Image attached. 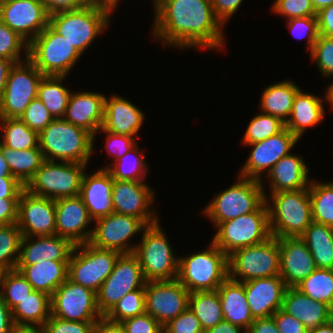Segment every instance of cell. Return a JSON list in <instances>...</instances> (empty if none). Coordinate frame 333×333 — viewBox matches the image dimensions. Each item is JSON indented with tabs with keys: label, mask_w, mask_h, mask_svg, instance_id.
Listing matches in <instances>:
<instances>
[{
	"label": "cell",
	"mask_w": 333,
	"mask_h": 333,
	"mask_svg": "<svg viewBox=\"0 0 333 333\" xmlns=\"http://www.w3.org/2000/svg\"><path fill=\"white\" fill-rule=\"evenodd\" d=\"M56 235L68 239L73 245L89 243L94 223L82 198H61L55 200Z\"/></svg>",
	"instance_id": "obj_22"
},
{
	"label": "cell",
	"mask_w": 333,
	"mask_h": 333,
	"mask_svg": "<svg viewBox=\"0 0 333 333\" xmlns=\"http://www.w3.org/2000/svg\"><path fill=\"white\" fill-rule=\"evenodd\" d=\"M2 274H3V271L0 270V283H1V276H2Z\"/></svg>",
	"instance_id": "obj_75"
},
{
	"label": "cell",
	"mask_w": 333,
	"mask_h": 333,
	"mask_svg": "<svg viewBox=\"0 0 333 333\" xmlns=\"http://www.w3.org/2000/svg\"><path fill=\"white\" fill-rule=\"evenodd\" d=\"M98 321H67L50 315L43 328L46 333H93Z\"/></svg>",
	"instance_id": "obj_54"
},
{
	"label": "cell",
	"mask_w": 333,
	"mask_h": 333,
	"mask_svg": "<svg viewBox=\"0 0 333 333\" xmlns=\"http://www.w3.org/2000/svg\"><path fill=\"white\" fill-rule=\"evenodd\" d=\"M51 315L67 321H99L96 292L67 279L51 295Z\"/></svg>",
	"instance_id": "obj_15"
},
{
	"label": "cell",
	"mask_w": 333,
	"mask_h": 333,
	"mask_svg": "<svg viewBox=\"0 0 333 333\" xmlns=\"http://www.w3.org/2000/svg\"><path fill=\"white\" fill-rule=\"evenodd\" d=\"M0 19L29 43L48 26L49 13L41 0H0Z\"/></svg>",
	"instance_id": "obj_20"
},
{
	"label": "cell",
	"mask_w": 333,
	"mask_h": 333,
	"mask_svg": "<svg viewBox=\"0 0 333 333\" xmlns=\"http://www.w3.org/2000/svg\"><path fill=\"white\" fill-rule=\"evenodd\" d=\"M93 333H126L120 324L111 323L104 318L99 320Z\"/></svg>",
	"instance_id": "obj_66"
},
{
	"label": "cell",
	"mask_w": 333,
	"mask_h": 333,
	"mask_svg": "<svg viewBox=\"0 0 333 333\" xmlns=\"http://www.w3.org/2000/svg\"><path fill=\"white\" fill-rule=\"evenodd\" d=\"M304 156L291 153L281 158L266 174L270 193L295 191L310 185L309 170Z\"/></svg>",
	"instance_id": "obj_29"
},
{
	"label": "cell",
	"mask_w": 333,
	"mask_h": 333,
	"mask_svg": "<svg viewBox=\"0 0 333 333\" xmlns=\"http://www.w3.org/2000/svg\"><path fill=\"white\" fill-rule=\"evenodd\" d=\"M272 317L280 333H307L306 326L294 316L286 313L282 308L277 310Z\"/></svg>",
	"instance_id": "obj_57"
},
{
	"label": "cell",
	"mask_w": 333,
	"mask_h": 333,
	"mask_svg": "<svg viewBox=\"0 0 333 333\" xmlns=\"http://www.w3.org/2000/svg\"><path fill=\"white\" fill-rule=\"evenodd\" d=\"M299 140L285 127L278 134L265 140L243 144L252 148L238 176L261 181L262 175L267 174L281 158L291 154V149Z\"/></svg>",
	"instance_id": "obj_19"
},
{
	"label": "cell",
	"mask_w": 333,
	"mask_h": 333,
	"mask_svg": "<svg viewBox=\"0 0 333 333\" xmlns=\"http://www.w3.org/2000/svg\"><path fill=\"white\" fill-rule=\"evenodd\" d=\"M114 11L107 5L92 2L81 9L50 14L48 25L83 55L95 38L106 31Z\"/></svg>",
	"instance_id": "obj_2"
},
{
	"label": "cell",
	"mask_w": 333,
	"mask_h": 333,
	"mask_svg": "<svg viewBox=\"0 0 333 333\" xmlns=\"http://www.w3.org/2000/svg\"><path fill=\"white\" fill-rule=\"evenodd\" d=\"M327 102L330 104L331 110H333V81L328 85L327 90H325Z\"/></svg>",
	"instance_id": "obj_72"
},
{
	"label": "cell",
	"mask_w": 333,
	"mask_h": 333,
	"mask_svg": "<svg viewBox=\"0 0 333 333\" xmlns=\"http://www.w3.org/2000/svg\"><path fill=\"white\" fill-rule=\"evenodd\" d=\"M200 321L188 307L163 326V333H203Z\"/></svg>",
	"instance_id": "obj_55"
},
{
	"label": "cell",
	"mask_w": 333,
	"mask_h": 333,
	"mask_svg": "<svg viewBox=\"0 0 333 333\" xmlns=\"http://www.w3.org/2000/svg\"><path fill=\"white\" fill-rule=\"evenodd\" d=\"M33 291L32 285L19 271L9 270L3 272L0 283V295L10 310Z\"/></svg>",
	"instance_id": "obj_46"
},
{
	"label": "cell",
	"mask_w": 333,
	"mask_h": 333,
	"mask_svg": "<svg viewBox=\"0 0 333 333\" xmlns=\"http://www.w3.org/2000/svg\"><path fill=\"white\" fill-rule=\"evenodd\" d=\"M105 98L102 92L72 91L66 108L64 119L91 133L93 143L104 121Z\"/></svg>",
	"instance_id": "obj_25"
},
{
	"label": "cell",
	"mask_w": 333,
	"mask_h": 333,
	"mask_svg": "<svg viewBox=\"0 0 333 333\" xmlns=\"http://www.w3.org/2000/svg\"><path fill=\"white\" fill-rule=\"evenodd\" d=\"M160 225V220L147 225L134 251L146 282L173 280L178 274L179 256H175L173 246Z\"/></svg>",
	"instance_id": "obj_7"
},
{
	"label": "cell",
	"mask_w": 333,
	"mask_h": 333,
	"mask_svg": "<svg viewBox=\"0 0 333 333\" xmlns=\"http://www.w3.org/2000/svg\"><path fill=\"white\" fill-rule=\"evenodd\" d=\"M0 57L8 59L14 64L28 59V42L25 41L17 32L6 26L1 19Z\"/></svg>",
	"instance_id": "obj_48"
},
{
	"label": "cell",
	"mask_w": 333,
	"mask_h": 333,
	"mask_svg": "<svg viewBox=\"0 0 333 333\" xmlns=\"http://www.w3.org/2000/svg\"><path fill=\"white\" fill-rule=\"evenodd\" d=\"M162 0H153V4H154V7L155 8Z\"/></svg>",
	"instance_id": "obj_74"
},
{
	"label": "cell",
	"mask_w": 333,
	"mask_h": 333,
	"mask_svg": "<svg viewBox=\"0 0 333 333\" xmlns=\"http://www.w3.org/2000/svg\"><path fill=\"white\" fill-rule=\"evenodd\" d=\"M98 3L107 5L112 9L116 10L119 0H98Z\"/></svg>",
	"instance_id": "obj_73"
},
{
	"label": "cell",
	"mask_w": 333,
	"mask_h": 333,
	"mask_svg": "<svg viewBox=\"0 0 333 333\" xmlns=\"http://www.w3.org/2000/svg\"><path fill=\"white\" fill-rule=\"evenodd\" d=\"M212 242L227 256L270 238L269 211L264 201L254 212L220 223Z\"/></svg>",
	"instance_id": "obj_8"
},
{
	"label": "cell",
	"mask_w": 333,
	"mask_h": 333,
	"mask_svg": "<svg viewBox=\"0 0 333 333\" xmlns=\"http://www.w3.org/2000/svg\"><path fill=\"white\" fill-rule=\"evenodd\" d=\"M279 276L287 288L296 287L317 269L313 256L300 237H279Z\"/></svg>",
	"instance_id": "obj_23"
},
{
	"label": "cell",
	"mask_w": 333,
	"mask_h": 333,
	"mask_svg": "<svg viewBox=\"0 0 333 333\" xmlns=\"http://www.w3.org/2000/svg\"><path fill=\"white\" fill-rule=\"evenodd\" d=\"M25 186L13 176H0V199H19Z\"/></svg>",
	"instance_id": "obj_59"
},
{
	"label": "cell",
	"mask_w": 333,
	"mask_h": 333,
	"mask_svg": "<svg viewBox=\"0 0 333 333\" xmlns=\"http://www.w3.org/2000/svg\"><path fill=\"white\" fill-rule=\"evenodd\" d=\"M14 65V63L6 58L0 57V101L3 97L6 81L8 78V74L10 68Z\"/></svg>",
	"instance_id": "obj_67"
},
{
	"label": "cell",
	"mask_w": 333,
	"mask_h": 333,
	"mask_svg": "<svg viewBox=\"0 0 333 333\" xmlns=\"http://www.w3.org/2000/svg\"><path fill=\"white\" fill-rule=\"evenodd\" d=\"M137 143L128 153L115 161L107 170L113 179L145 181L148 175V164Z\"/></svg>",
	"instance_id": "obj_42"
},
{
	"label": "cell",
	"mask_w": 333,
	"mask_h": 333,
	"mask_svg": "<svg viewBox=\"0 0 333 333\" xmlns=\"http://www.w3.org/2000/svg\"><path fill=\"white\" fill-rule=\"evenodd\" d=\"M144 119V112L128 99L118 94H113L109 98L106 96L102 124L105 131L136 139Z\"/></svg>",
	"instance_id": "obj_28"
},
{
	"label": "cell",
	"mask_w": 333,
	"mask_h": 333,
	"mask_svg": "<svg viewBox=\"0 0 333 333\" xmlns=\"http://www.w3.org/2000/svg\"><path fill=\"white\" fill-rule=\"evenodd\" d=\"M243 284L254 319L271 317L282 308L287 287L280 276L251 279Z\"/></svg>",
	"instance_id": "obj_24"
},
{
	"label": "cell",
	"mask_w": 333,
	"mask_h": 333,
	"mask_svg": "<svg viewBox=\"0 0 333 333\" xmlns=\"http://www.w3.org/2000/svg\"><path fill=\"white\" fill-rule=\"evenodd\" d=\"M153 11L152 35L165 48L219 51L226 45L210 0H162Z\"/></svg>",
	"instance_id": "obj_1"
},
{
	"label": "cell",
	"mask_w": 333,
	"mask_h": 333,
	"mask_svg": "<svg viewBox=\"0 0 333 333\" xmlns=\"http://www.w3.org/2000/svg\"><path fill=\"white\" fill-rule=\"evenodd\" d=\"M285 24L295 38L299 40L307 39V47L310 52L319 36L317 17L309 16L292 18L286 20Z\"/></svg>",
	"instance_id": "obj_50"
},
{
	"label": "cell",
	"mask_w": 333,
	"mask_h": 333,
	"mask_svg": "<svg viewBox=\"0 0 333 333\" xmlns=\"http://www.w3.org/2000/svg\"><path fill=\"white\" fill-rule=\"evenodd\" d=\"M22 233L16 223L0 225V270H15Z\"/></svg>",
	"instance_id": "obj_44"
},
{
	"label": "cell",
	"mask_w": 333,
	"mask_h": 333,
	"mask_svg": "<svg viewBox=\"0 0 333 333\" xmlns=\"http://www.w3.org/2000/svg\"><path fill=\"white\" fill-rule=\"evenodd\" d=\"M323 102H327L326 95L324 98L317 97L315 94L303 92L300 88L294 97L285 127L301 139L309 127L317 126L323 121L326 113Z\"/></svg>",
	"instance_id": "obj_31"
},
{
	"label": "cell",
	"mask_w": 333,
	"mask_h": 333,
	"mask_svg": "<svg viewBox=\"0 0 333 333\" xmlns=\"http://www.w3.org/2000/svg\"><path fill=\"white\" fill-rule=\"evenodd\" d=\"M264 196L272 236L300 237L313 221L308 187Z\"/></svg>",
	"instance_id": "obj_4"
},
{
	"label": "cell",
	"mask_w": 333,
	"mask_h": 333,
	"mask_svg": "<svg viewBox=\"0 0 333 333\" xmlns=\"http://www.w3.org/2000/svg\"><path fill=\"white\" fill-rule=\"evenodd\" d=\"M0 144L14 150L40 149L39 133L19 118H0Z\"/></svg>",
	"instance_id": "obj_39"
},
{
	"label": "cell",
	"mask_w": 333,
	"mask_h": 333,
	"mask_svg": "<svg viewBox=\"0 0 333 333\" xmlns=\"http://www.w3.org/2000/svg\"><path fill=\"white\" fill-rule=\"evenodd\" d=\"M300 238L307 245L317 268L333 269V227L312 221Z\"/></svg>",
	"instance_id": "obj_36"
},
{
	"label": "cell",
	"mask_w": 333,
	"mask_h": 333,
	"mask_svg": "<svg viewBox=\"0 0 333 333\" xmlns=\"http://www.w3.org/2000/svg\"><path fill=\"white\" fill-rule=\"evenodd\" d=\"M300 87L291 80H282L266 86L261 94L260 111L286 123L292 111L294 97Z\"/></svg>",
	"instance_id": "obj_34"
},
{
	"label": "cell",
	"mask_w": 333,
	"mask_h": 333,
	"mask_svg": "<svg viewBox=\"0 0 333 333\" xmlns=\"http://www.w3.org/2000/svg\"><path fill=\"white\" fill-rule=\"evenodd\" d=\"M13 333H46L43 327H18Z\"/></svg>",
	"instance_id": "obj_71"
},
{
	"label": "cell",
	"mask_w": 333,
	"mask_h": 333,
	"mask_svg": "<svg viewBox=\"0 0 333 333\" xmlns=\"http://www.w3.org/2000/svg\"><path fill=\"white\" fill-rule=\"evenodd\" d=\"M19 271L36 291L52 295L68 279V262L44 260L38 264L16 265Z\"/></svg>",
	"instance_id": "obj_33"
},
{
	"label": "cell",
	"mask_w": 333,
	"mask_h": 333,
	"mask_svg": "<svg viewBox=\"0 0 333 333\" xmlns=\"http://www.w3.org/2000/svg\"><path fill=\"white\" fill-rule=\"evenodd\" d=\"M47 12L50 14L81 9L92 3L90 0H41Z\"/></svg>",
	"instance_id": "obj_60"
},
{
	"label": "cell",
	"mask_w": 333,
	"mask_h": 333,
	"mask_svg": "<svg viewBox=\"0 0 333 333\" xmlns=\"http://www.w3.org/2000/svg\"><path fill=\"white\" fill-rule=\"evenodd\" d=\"M94 223L89 243L96 248L116 250L121 254L134 253L137 245L130 244V240L146 227L136 217L115 212L94 220Z\"/></svg>",
	"instance_id": "obj_16"
},
{
	"label": "cell",
	"mask_w": 333,
	"mask_h": 333,
	"mask_svg": "<svg viewBox=\"0 0 333 333\" xmlns=\"http://www.w3.org/2000/svg\"><path fill=\"white\" fill-rule=\"evenodd\" d=\"M310 53V59L317 65L323 78L333 77V37L318 36Z\"/></svg>",
	"instance_id": "obj_49"
},
{
	"label": "cell",
	"mask_w": 333,
	"mask_h": 333,
	"mask_svg": "<svg viewBox=\"0 0 333 333\" xmlns=\"http://www.w3.org/2000/svg\"><path fill=\"white\" fill-rule=\"evenodd\" d=\"M19 199H0V225L17 223Z\"/></svg>",
	"instance_id": "obj_61"
},
{
	"label": "cell",
	"mask_w": 333,
	"mask_h": 333,
	"mask_svg": "<svg viewBox=\"0 0 333 333\" xmlns=\"http://www.w3.org/2000/svg\"><path fill=\"white\" fill-rule=\"evenodd\" d=\"M238 180L227 189L215 193L213 200L202 210L216 228L220 223L254 212L267 195L261 181L238 176Z\"/></svg>",
	"instance_id": "obj_5"
},
{
	"label": "cell",
	"mask_w": 333,
	"mask_h": 333,
	"mask_svg": "<svg viewBox=\"0 0 333 333\" xmlns=\"http://www.w3.org/2000/svg\"><path fill=\"white\" fill-rule=\"evenodd\" d=\"M216 18L225 27L226 22L240 8L243 0H210Z\"/></svg>",
	"instance_id": "obj_58"
},
{
	"label": "cell",
	"mask_w": 333,
	"mask_h": 333,
	"mask_svg": "<svg viewBox=\"0 0 333 333\" xmlns=\"http://www.w3.org/2000/svg\"><path fill=\"white\" fill-rule=\"evenodd\" d=\"M315 12H319L327 6L333 5V0H311Z\"/></svg>",
	"instance_id": "obj_70"
},
{
	"label": "cell",
	"mask_w": 333,
	"mask_h": 333,
	"mask_svg": "<svg viewBox=\"0 0 333 333\" xmlns=\"http://www.w3.org/2000/svg\"><path fill=\"white\" fill-rule=\"evenodd\" d=\"M74 246L58 235L22 236L17 265L38 264L44 260L69 262Z\"/></svg>",
	"instance_id": "obj_27"
},
{
	"label": "cell",
	"mask_w": 333,
	"mask_h": 333,
	"mask_svg": "<svg viewBox=\"0 0 333 333\" xmlns=\"http://www.w3.org/2000/svg\"><path fill=\"white\" fill-rule=\"evenodd\" d=\"M145 312V288H140L124 295L103 318L108 322L120 324Z\"/></svg>",
	"instance_id": "obj_45"
},
{
	"label": "cell",
	"mask_w": 333,
	"mask_h": 333,
	"mask_svg": "<svg viewBox=\"0 0 333 333\" xmlns=\"http://www.w3.org/2000/svg\"><path fill=\"white\" fill-rule=\"evenodd\" d=\"M316 17L319 34L333 37V5L317 12Z\"/></svg>",
	"instance_id": "obj_62"
},
{
	"label": "cell",
	"mask_w": 333,
	"mask_h": 333,
	"mask_svg": "<svg viewBox=\"0 0 333 333\" xmlns=\"http://www.w3.org/2000/svg\"><path fill=\"white\" fill-rule=\"evenodd\" d=\"M86 167L80 163L45 160L25 190L54 200L78 196Z\"/></svg>",
	"instance_id": "obj_11"
},
{
	"label": "cell",
	"mask_w": 333,
	"mask_h": 333,
	"mask_svg": "<svg viewBox=\"0 0 333 333\" xmlns=\"http://www.w3.org/2000/svg\"><path fill=\"white\" fill-rule=\"evenodd\" d=\"M284 128L285 123L279 118L260 112L250 120L241 142L243 144L259 142L278 134Z\"/></svg>",
	"instance_id": "obj_47"
},
{
	"label": "cell",
	"mask_w": 333,
	"mask_h": 333,
	"mask_svg": "<svg viewBox=\"0 0 333 333\" xmlns=\"http://www.w3.org/2000/svg\"><path fill=\"white\" fill-rule=\"evenodd\" d=\"M280 247L271 236L262 243L239 248L228 255V277L238 282L279 276Z\"/></svg>",
	"instance_id": "obj_10"
},
{
	"label": "cell",
	"mask_w": 333,
	"mask_h": 333,
	"mask_svg": "<svg viewBox=\"0 0 333 333\" xmlns=\"http://www.w3.org/2000/svg\"><path fill=\"white\" fill-rule=\"evenodd\" d=\"M145 181L117 180L112 186L115 213L140 219L146 226L159 221L155 212V191ZM152 207V209H151Z\"/></svg>",
	"instance_id": "obj_18"
},
{
	"label": "cell",
	"mask_w": 333,
	"mask_h": 333,
	"mask_svg": "<svg viewBox=\"0 0 333 333\" xmlns=\"http://www.w3.org/2000/svg\"><path fill=\"white\" fill-rule=\"evenodd\" d=\"M271 11L286 20L316 16L311 0H274Z\"/></svg>",
	"instance_id": "obj_51"
},
{
	"label": "cell",
	"mask_w": 333,
	"mask_h": 333,
	"mask_svg": "<svg viewBox=\"0 0 333 333\" xmlns=\"http://www.w3.org/2000/svg\"><path fill=\"white\" fill-rule=\"evenodd\" d=\"M0 176H12L8 162L4 158V155L1 150H0Z\"/></svg>",
	"instance_id": "obj_69"
},
{
	"label": "cell",
	"mask_w": 333,
	"mask_h": 333,
	"mask_svg": "<svg viewBox=\"0 0 333 333\" xmlns=\"http://www.w3.org/2000/svg\"><path fill=\"white\" fill-rule=\"evenodd\" d=\"M228 278V256L212 241L201 252L179 256L177 280L191 293L215 291Z\"/></svg>",
	"instance_id": "obj_6"
},
{
	"label": "cell",
	"mask_w": 333,
	"mask_h": 333,
	"mask_svg": "<svg viewBox=\"0 0 333 333\" xmlns=\"http://www.w3.org/2000/svg\"><path fill=\"white\" fill-rule=\"evenodd\" d=\"M145 279L139 260L134 253H122L113 271L96 293L97 307L104 317L127 293L145 288Z\"/></svg>",
	"instance_id": "obj_14"
},
{
	"label": "cell",
	"mask_w": 333,
	"mask_h": 333,
	"mask_svg": "<svg viewBox=\"0 0 333 333\" xmlns=\"http://www.w3.org/2000/svg\"><path fill=\"white\" fill-rule=\"evenodd\" d=\"M296 288L311 299L323 302L333 309V269L317 268Z\"/></svg>",
	"instance_id": "obj_43"
},
{
	"label": "cell",
	"mask_w": 333,
	"mask_h": 333,
	"mask_svg": "<svg viewBox=\"0 0 333 333\" xmlns=\"http://www.w3.org/2000/svg\"><path fill=\"white\" fill-rule=\"evenodd\" d=\"M190 292L177 279L145 283V310L162 326L189 306Z\"/></svg>",
	"instance_id": "obj_17"
},
{
	"label": "cell",
	"mask_w": 333,
	"mask_h": 333,
	"mask_svg": "<svg viewBox=\"0 0 333 333\" xmlns=\"http://www.w3.org/2000/svg\"><path fill=\"white\" fill-rule=\"evenodd\" d=\"M0 150L8 162L12 176L24 186L33 178L45 161L40 149L14 150L0 144Z\"/></svg>",
	"instance_id": "obj_38"
},
{
	"label": "cell",
	"mask_w": 333,
	"mask_h": 333,
	"mask_svg": "<svg viewBox=\"0 0 333 333\" xmlns=\"http://www.w3.org/2000/svg\"><path fill=\"white\" fill-rule=\"evenodd\" d=\"M22 236L56 235L55 200L39 197L24 190L18 202V219Z\"/></svg>",
	"instance_id": "obj_21"
},
{
	"label": "cell",
	"mask_w": 333,
	"mask_h": 333,
	"mask_svg": "<svg viewBox=\"0 0 333 333\" xmlns=\"http://www.w3.org/2000/svg\"><path fill=\"white\" fill-rule=\"evenodd\" d=\"M93 146L91 133L64 118L54 119L39 133V148L49 161L88 165L94 154Z\"/></svg>",
	"instance_id": "obj_3"
},
{
	"label": "cell",
	"mask_w": 333,
	"mask_h": 333,
	"mask_svg": "<svg viewBox=\"0 0 333 333\" xmlns=\"http://www.w3.org/2000/svg\"><path fill=\"white\" fill-rule=\"evenodd\" d=\"M12 318L18 327H43L51 315V296L34 290L12 310Z\"/></svg>",
	"instance_id": "obj_35"
},
{
	"label": "cell",
	"mask_w": 333,
	"mask_h": 333,
	"mask_svg": "<svg viewBox=\"0 0 333 333\" xmlns=\"http://www.w3.org/2000/svg\"><path fill=\"white\" fill-rule=\"evenodd\" d=\"M15 328L12 312L0 295V333H13Z\"/></svg>",
	"instance_id": "obj_64"
},
{
	"label": "cell",
	"mask_w": 333,
	"mask_h": 333,
	"mask_svg": "<svg viewBox=\"0 0 333 333\" xmlns=\"http://www.w3.org/2000/svg\"><path fill=\"white\" fill-rule=\"evenodd\" d=\"M120 325L126 333H163V326L146 312L126 319Z\"/></svg>",
	"instance_id": "obj_56"
},
{
	"label": "cell",
	"mask_w": 333,
	"mask_h": 333,
	"mask_svg": "<svg viewBox=\"0 0 333 333\" xmlns=\"http://www.w3.org/2000/svg\"><path fill=\"white\" fill-rule=\"evenodd\" d=\"M105 133V150L108 153L110 158L112 157V163L102 166L104 169H108L115 161L123 157L128 153L138 142L134 137L128 135L113 134L108 131H105L102 127L96 132Z\"/></svg>",
	"instance_id": "obj_53"
},
{
	"label": "cell",
	"mask_w": 333,
	"mask_h": 333,
	"mask_svg": "<svg viewBox=\"0 0 333 333\" xmlns=\"http://www.w3.org/2000/svg\"><path fill=\"white\" fill-rule=\"evenodd\" d=\"M282 309L299 319L308 330L333 319V309L329 305L311 299L296 287L286 288Z\"/></svg>",
	"instance_id": "obj_30"
},
{
	"label": "cell",
	"mask_w": 333,
	"mask_h": 333,
	"mask_svg": "<svg viewBox=\"0 0 333 333\" xmlns=\"http://www.w3.org/2000/svg\"><path fill=\"white\" fill-rule=\"evenodd\" d=\"M188 307L200 321L203 330L215 327L224 320L217 290L191 292Z\"/></svg>",
	"instance_id": "obj_40"
},
{
	"label": "cell",
	"mask_w": 333,
	"mask_h": 333,
	"mask_svg": "<svg viewBox=\"0 0 333 333\" xmlns=\"http://www.w3.org/2000/svg\"><path fill=\"white\" fill-rule=\"evenodd\" d=\"M91 2H96V3H98V0H90Z\"/></svg>",
	"instance_id": "obj_76"
},
{
	"label": "cell",
	"mask_w": 333,
	"mask_h": 333,
	"mask_svg": "<svg viewBox=\"0 0 333 333\" xmlns=\"http://www.w3.org/2000/svg\"><path fill=\"white\" fill-rule=\"evenodd\" d=\"M81 56L49 25L28 43V59L43 75L68 76Z\"/></svg>",
	"instance_id": "obj_9"
},
{
	"label": "cell",
	"mask_w": 333,
	"mask_h": 333,
	"mask_svg": "<svg viewBox=\"0 0 333 333\" xmlns=\"http://www.w3.org/2000/svg\"><path fill=\"white\" fill-rule=\"evenodd\" d=\"M307 333H333V319L316 328L309 329Z\"/></svg>",
	"instance_id": "obj_68"
},
{
	"label": "cell",
	"mask_w": 333,
	"mask_h": 333,
	"mask_svg": "<svg viewBox=\"0 0 333 333\" xmlns=\"http://www.w3.org/2000/svg\"><path fill=\"white\" fill-rule=\"evenodd\" d=\"M120 254L116 250L96 248L90 243L76 245L68 262V279L97 293L113 271Z\"/></svg>",
	"instance_id": "obj_12"
},
{
	"label": "cell",
	"mask_w": 333,
	"mask_h": 333,
	"mask_svg": "<svg viewBox=\"0 0 333 333\" xmlns=\"http://www.w3.org/2000/svg\"><path fill=\"white\" fill-rule=\"evenodd\" d=\"M246 333L243 328L233 325L229 321L223 320L215 327L204 330L203 333Z\"/></svg>",
	"instance_id": "obj_65"
},
{
	"label": "cell",
	"mask_w": 333,
	"mask_h": 333,
	"mask_svg": "<svg viewBox=\"0 0 333 333\" xmlns=\"http://www.w3.org/2000/svg\"><path fill=\"white\" fill-rule=\"evenodd\" d=\"M114 179L111 173L104 168L82 177L79 196L82 198L88 213L93 220L108 216L114 212L112 199V186Z\"/></svg>",
	"instance_id": "obj_26"
},
{
	"label": "cell",
	"mask_w": 333,
	"mask_h": 333,
	"mask_svg": "<svg viewBox=\"0 0 333 333\" xmlns=\"http://www.w3.org/2000/svg\"><path fill=\"white\" fill-rule=\"evenodd\" d=\"M246 333H280L274 318H256L254 322L246 330Z\"/></svg>",
	"instance_id": "obj_63"
},
{
	"label": "cell",
	"mask_w": 333,
	"mask_h": 333,
	"mask_svg": "<svg viewBox=\"0 0 333 333\" xmlns=\"http://www.w3.org/2000/svg\"><path fill=\"white\" fill-rule=\"evenodd\" d=\"M43 76L29 59L15 63L10 68L0 101V118H20L30 102L37 98Z\"/></svg>",
	"instance_id": "obj_13"
},
{
	"label": "cell",
	"mask_w": 333,
	"mask_h": 333,
	"mask_svg": "<svg viewBox=\"0 0 333 333\" xmlns=\"http://www.w3.org/2000/svg\"><path fill=\"white\" fill-rule=\"evenodd\" d=\"M224 320L244 330L254 322L243 282L227 278L217 289Z\"/></svg>",
	"instance_id": "obj_32"
},
{
	"label": "cell",
	"mask_w": 333,
	"mask_h": 333,
	"mask_svg": "<svg viewBox=\"0 0 333 333\" xmlns=\"http://www.w3.org/2000/svg\"><path fill=\"white\" fill-rule=\"evenodd\" d=\"M68 76L44 75L38 85L37 98L48 109L54 119L64 118L70 89L63 84Z\"/></svg>",
	"instance_id": "obj_37"
},
{
	"label": "cell",
	"mask_w": 333,
	"mask_h": 333,
	"mask_svg": "<svg viewBox=\"0 0 333 333\" xmlns=\"http://www.w3.org/2000/svg\"><path fill=\"white\" fill-rule=\"evenodd\" d=\"M19 119L31 130L38 133L44 130L54 120L53 116L39 98H35L30 102Z\"/></svg>",
	"instance_id": "obj_52"
},
{
	"label": "cell",
	"mask_w": 333,
	"mask_h": 333,
	"mask_svg": "<svg viewBox=\"0 0 333 333\" xmlns=\"http://www.w3.org/2000/svg\"><path fill=\"white\" fill-rule=\"evenodd\" d=\"M308 190L312 220L333 227V181L323 183L311 178Z\"/></svg>",
	"instance_id": "obj_41"
}]
</instances>
